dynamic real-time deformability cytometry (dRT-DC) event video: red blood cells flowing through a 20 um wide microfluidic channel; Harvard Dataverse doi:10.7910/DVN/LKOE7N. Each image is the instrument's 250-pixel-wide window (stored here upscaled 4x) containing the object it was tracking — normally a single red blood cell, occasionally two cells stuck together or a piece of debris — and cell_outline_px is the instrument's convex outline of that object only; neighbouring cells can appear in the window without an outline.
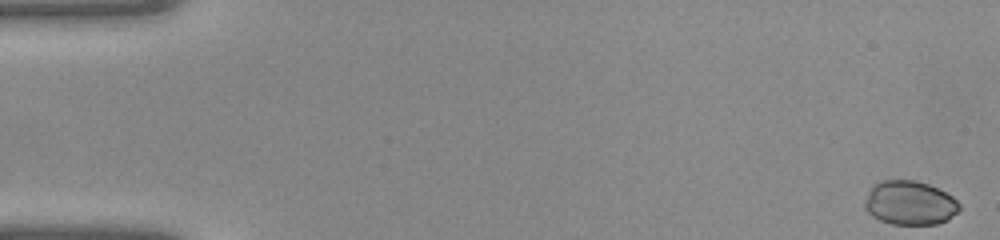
{"species": "common noctule bat (a hibernating species)", "species_latin": "Nyctalus noctula", "temperature_condition": "warm", "stored_images_in_passage": 42, "camera_frame_rate_fps": 3000, "um_per_image_px": 0.085, "animal": {"sex": "female", "body_mass_g": 22.0, "forearm_length_mm": 56.7}, "frame": {"image": 1, "passage_image": 1, "time_ms": 0.0, "image_size_px": [1000, 240], "cell_outline_px": [[960, 208], [948, 220], [936, 224], [892, 224], [880, 220], [872, 216], [864, 208], [864, 200], [872, 184], [880, 180], [916, 180], [928, 184], [952, 196], [960, 204]], "centroid_in_image_um": [77.29, 17.24], "position_along_channel_um": 7.7, "area_um2": 24.39}}
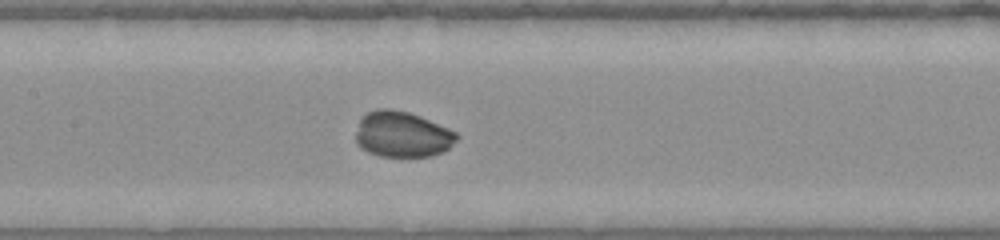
{"frame": {"image": 2, "passage_image": 20, "time_ms": 6.333, "image_size_px": [1000, 240], "cell_outline_px": [[460, 136], [444, 152], [432, 156], [380, 156], [368, 152], [360, 148], [356, 144], [356, 132], [360, 120], [368, 112], [376, 108], [388, 108], [408, 112], [420, 116], [448, 128], [456, 132]], "centroid_in_image_um": [34.19, 11.42], "position_along_channel_um": 173.2, "area_um2": 26.93}}
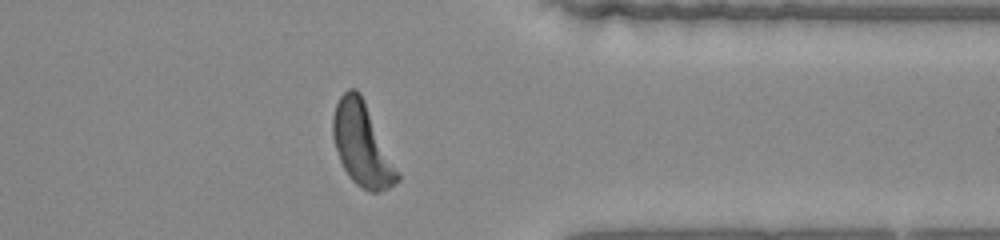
{"frame": {"image": 3, "passage_image": 33, "time_ms": 10.667, "image_size_px": [1000, 240], "cell_outline_px": [[400, 180], [388, 188], [376, 192], [372, 192], [356, 184], [348, 176], [340, 160], [332, 136], [332, 116], [336, 104], [340, 96], [348, 88], [356, 88], [360, 92], [364, 100], [400, 176]], "centroid_in_image_um": [30.74, 12.26], "position_along_channel_um": 380.7, "area_um2": 30.63}}